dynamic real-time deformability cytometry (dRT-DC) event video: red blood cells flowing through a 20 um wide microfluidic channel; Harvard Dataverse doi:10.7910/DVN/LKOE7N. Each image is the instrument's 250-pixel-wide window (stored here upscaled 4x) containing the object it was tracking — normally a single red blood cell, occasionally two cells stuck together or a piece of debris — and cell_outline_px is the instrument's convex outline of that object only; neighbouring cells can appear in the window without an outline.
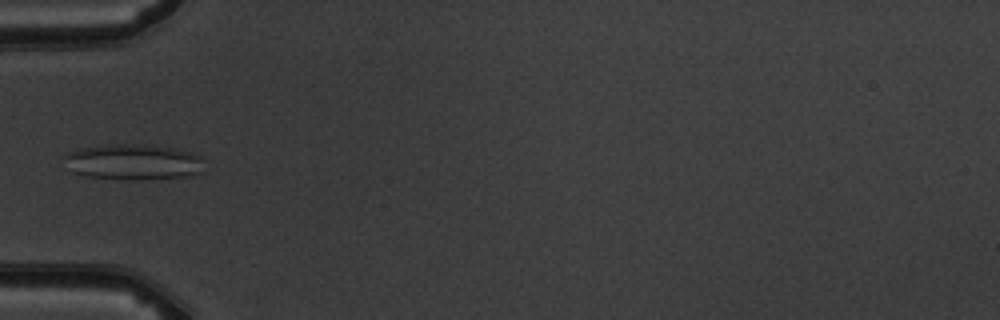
{"species": "common noctule bat (a hibernating species)", "species_latin": "Nyctalus noctula", "temperature_condition": "warm", "stored_images_in_passage": 5, "camera_frame_rate_fps": 3000, "um_per_image_px": 0.085, "animal": {"sex": "male", "body_mass_g": 19.5, "forearm_length_mm": 54.6}, "frame": {"image": 1, "passage_image": 5, "time_ms": 5.333, "image_size_px": [1000, 320], "cell_outline_px": [[204, 172], [188, 176], [136, 180], [88, 176], [72, 172], [64, 156], [68, 152], [80, 148], [108, 144], [136, 144], [172, 148], [192, 152], [200, 156], [204, 160]], "centroid_in_image_um": [11.39, 13.77], "position_along_channel_um": 73.6, "area_um2": 29.07}}